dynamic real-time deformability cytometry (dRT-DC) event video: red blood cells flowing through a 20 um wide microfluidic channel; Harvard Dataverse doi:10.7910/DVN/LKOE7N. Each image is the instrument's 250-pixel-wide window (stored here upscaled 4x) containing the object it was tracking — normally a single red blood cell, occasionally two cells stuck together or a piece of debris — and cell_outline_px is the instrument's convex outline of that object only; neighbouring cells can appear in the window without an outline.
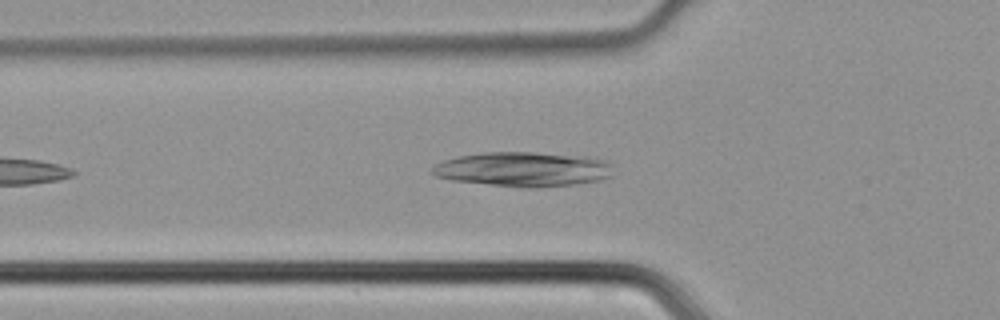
{"species": "common noctule bat (a hibernating species)", "species_latin": "Nyctalus noctula", "temperature_condition": "cold", "stored_images_in_passage": 16, "camera_frame_rate_fps": 3000, "um_per_image_px": 0.085, "animal": {"sex": "male", "body_mass_g": 21.5, "forearm_length_mm": 52.0}, "frame": {"image": 1, "passage_image": 6, "time_ms": 1.667, "image_size_px": [1000, 320], "cell_outline_px": [[612, 176], [600, 180], [576, 184], [536, 188], [524, 188], [452, 180], [436, 176], [432, 172], [432, 168], [436, 164], [444, 160], [456, 156], [484, 152], [536, 152], [588, 156], [608, 160], [612, 164]], "centroid_in_image_um": [44.53, 14.38], "position_along_channel_um": 81.3, "area_um2": 36.88}}
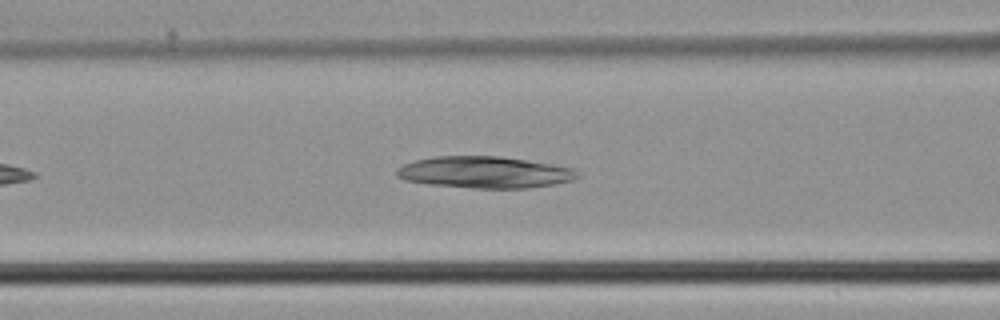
{"frame": {"image": 2, "passage_image": 9, "time_ms": 2.667, "image_size_px": [1000, 320], "cell_outline_px": [[580, 176], [572, 180], [552, 184], [528, 188], [472, 188], [428, 184], [404, 180], [396, 176], [396, 168], [404, 164], [416, 160], [436, 156], [500, 156], [552, 164], [572, 168], [580, 172]], "centroid_in_image_um": [41.18, 14.64], "position_along_channel_um": 125.4, "area_um2": 33.35}}
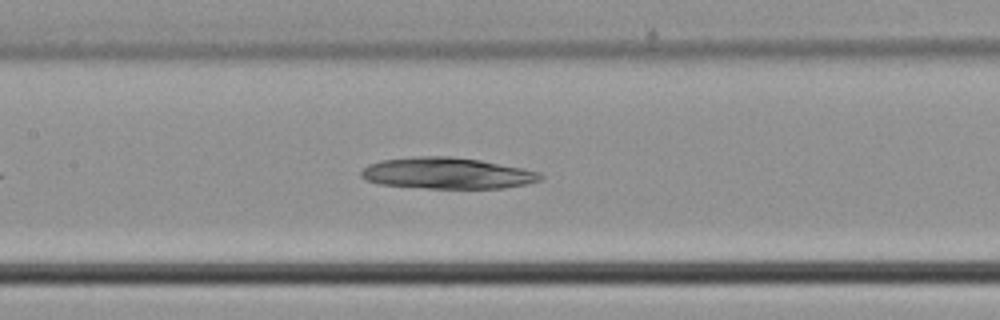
{"frame": {"image": 3, "passage_image": 12, "time_ms": 3.667, "image_size_px": [1000, 320], "cell_outline_px": [[544, 176], [540, 180], [524, 184], [504, 188], [428, 188], [380, 184], [368, 180], [360, 176], [360, 172], [368, 164], [384, 160], [416, 156], [452, 156], [480, 160], [540, 172]], "centroid_in_image_um": [38.0, 14.72], "position_along_channel_um": 169.4, "area_um2": 32.37}}